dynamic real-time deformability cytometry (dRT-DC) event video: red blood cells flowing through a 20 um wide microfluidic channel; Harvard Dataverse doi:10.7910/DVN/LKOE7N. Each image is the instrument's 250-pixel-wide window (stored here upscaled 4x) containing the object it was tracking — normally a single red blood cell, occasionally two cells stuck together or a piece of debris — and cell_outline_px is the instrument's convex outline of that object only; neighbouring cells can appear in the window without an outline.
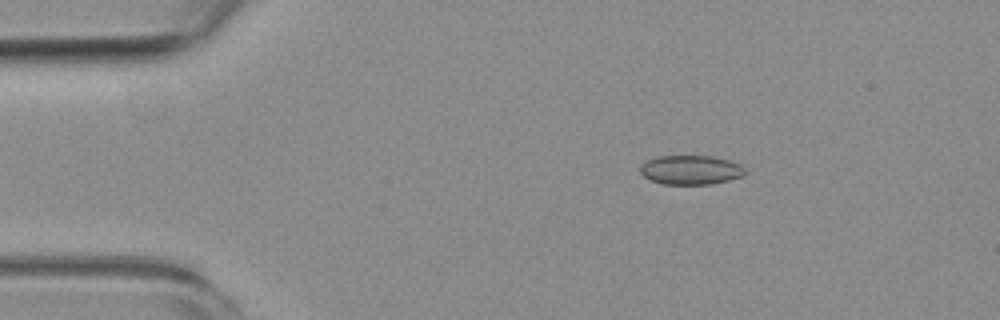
{"species": "common noctule bat (a hibernating species)", "species_latin": "Nyctalus noctula", "temperature_condition": "room temperature", "stored_images_in_passage": 4, "camera_frame_rate_fps": 3000, "um_per_image_px": 0.085, "animal": {"sex": "female", "body_mass_g": 19.3, "forearm_length_mm": 54.1}, "frame": {"image": 1, "passage_image": 2, "time_ms": 1.667, "image_size_px": [1000, 320], "cell_outline_px": [[748, 172], [744, 176], [712, 184], [664, 184], [652, 180], [644, 176], [640, 172], [640, 168], [648, 160], [660, 156], [712, 156], [728, 160], [740, 164]], "centroid_in_image_um": [58.77, 14.45], "position_along_channel_um": 26.2, "area_um2": 17.74}}
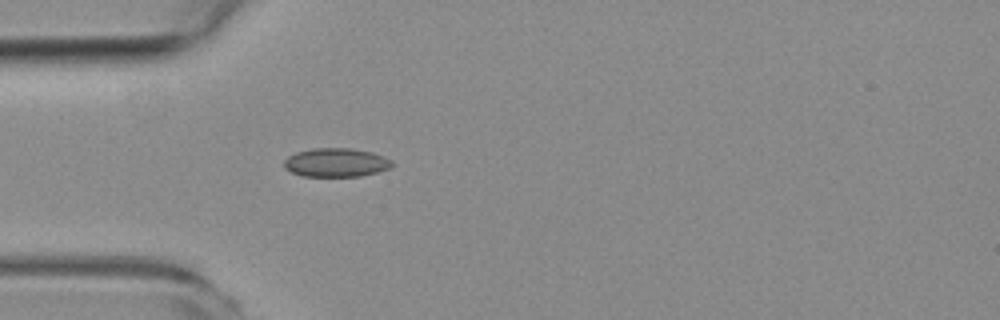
{"frame": {"image": 2, "passage_image": 4, "time_ms": 4.0, "image_size_px": [1000, 320], "cell_outline_px": [[392, 168], [360, 176], [300, 176], [284, 168], [284, 160], [288, 156], [296, 152], [312, 148], [352, 148], [372, 152], [384, 156], [392, 160]], "centroid_in_image_um": [28.56, 13.81], "position_along_channel_um": 56.4, "area_um2": 18.21}}